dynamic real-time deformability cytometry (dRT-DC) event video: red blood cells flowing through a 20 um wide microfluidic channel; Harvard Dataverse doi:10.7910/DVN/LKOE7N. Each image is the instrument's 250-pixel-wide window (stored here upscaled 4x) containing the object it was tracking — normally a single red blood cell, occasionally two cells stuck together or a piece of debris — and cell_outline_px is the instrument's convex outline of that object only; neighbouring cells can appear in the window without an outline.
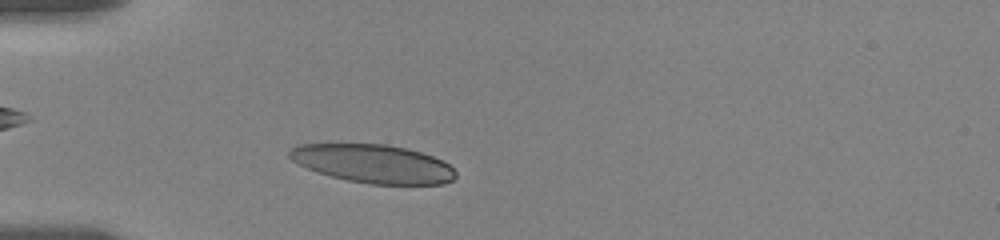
{"species": "human", "species_latin": "Homo sapiens", "temperature_condition": "room temperature", "stored_images_in_passage": 5, "camera_frame_rate_fps": 3000, "um_per_image_px": 0.085, "donor": {"sex": "female"}, "frame": {"image": 1, "passage_image": 3, "time_ms": 1.0, "image_size_px": [1000, 240], "cell_outline_px": [[456, 176], [452, 180], [444, 184], [368, 184], [348, 180], [316, 172], [292, 160], [288, 156], [288, 152], [292, 148], [300, 144], [388, 144], [408, 148], [432, 156], [448, 164], [456, 172]], "centroid_in_image_um": [31.73, 13.91], "position_along_channel_um": 53.3, "area_um2": 37.05}}
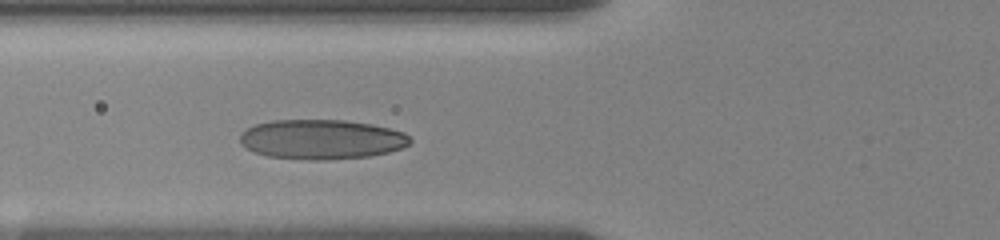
{"frame": {"image": 2, "passage_image": 5, "time_ms": 2.667, "image_size_px": [1000, 240], "cell_outline_px": [[412, 140], [408, 144], [400, 148], [388, 152], [368, 156], [324, 160], [312, 160], [268, 156], [252, 152], [240, 144], [240, 132], [256, 124], [272, 120], [344, 120], [372, 124], [404, 132]], "centroid_in_image_um": [27.29, 11.84], "position_along_channel_um": 98.5, "area_um2": 39.3}}